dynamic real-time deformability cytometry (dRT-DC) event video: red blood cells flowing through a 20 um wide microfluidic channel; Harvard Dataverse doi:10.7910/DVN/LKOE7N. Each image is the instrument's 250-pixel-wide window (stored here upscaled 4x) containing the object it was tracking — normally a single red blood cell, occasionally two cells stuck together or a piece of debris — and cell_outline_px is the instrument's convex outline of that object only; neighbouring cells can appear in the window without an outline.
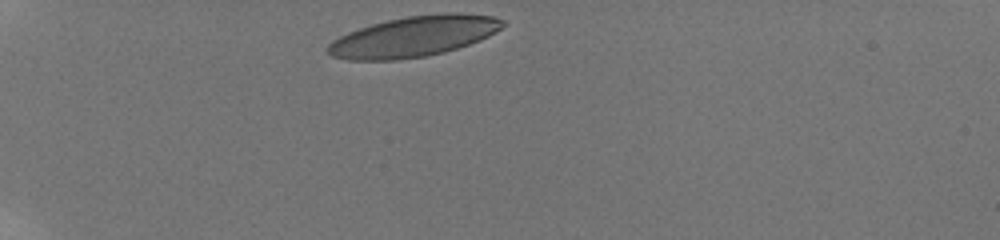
{"species": "human", "species_latin": "Homo sapiens", "temperature_condition": "room temperature", "stored_images_in_passage": 9, "camera_frame_rate_fps": 3000, "um_per_image_px": 0.085, "donor": {"sex": "male"}, "frame": {"image": 1, "passage_image": 1, "time_ms": 0.0, "image_size_px": [1000, 240], "cell_outline_px": [[508, 24], [496, 32], [480, 40], [444, 52], [424, 56], [396, 60], [348, 60], [332, 56], [324, 48], [332, 40], [348, 32], [372, 24], [388, 20], [408, 16], [444, 12], [460, 12], [492, 16], [504, 20]], "centroid_in_image_um": [35.19, 3.09], "position_along_channel_um": 49.8, "area_um2": 41.44}}
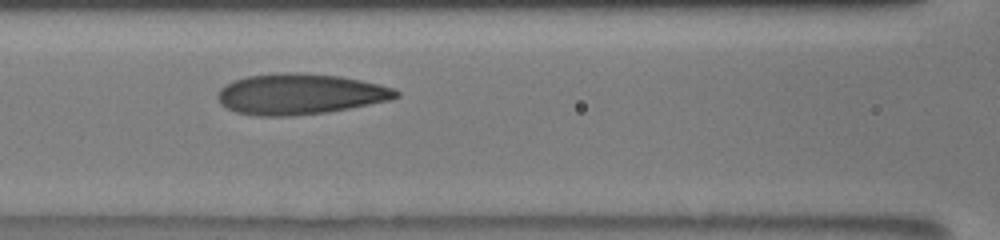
{"frame": {"image": 2, "passage_image": 7, "time_ms": 3.667, "image_size_px": [1000, 240], "cell_outline_px": [[400, 96], [388, 100], [328, 112], [292, 116], [256, 116], [236, 112], [220, 104], [216, 96], [220, 88], [232, 80], [248, 76], [292, 72], [300, 72], [340, 76], [360, 80], [396, 88], [400, 92]], "centroid_in_image_um": [25.48, 8.0], "position_along_channel_um": 141.1, "area_um2": 42.37}}